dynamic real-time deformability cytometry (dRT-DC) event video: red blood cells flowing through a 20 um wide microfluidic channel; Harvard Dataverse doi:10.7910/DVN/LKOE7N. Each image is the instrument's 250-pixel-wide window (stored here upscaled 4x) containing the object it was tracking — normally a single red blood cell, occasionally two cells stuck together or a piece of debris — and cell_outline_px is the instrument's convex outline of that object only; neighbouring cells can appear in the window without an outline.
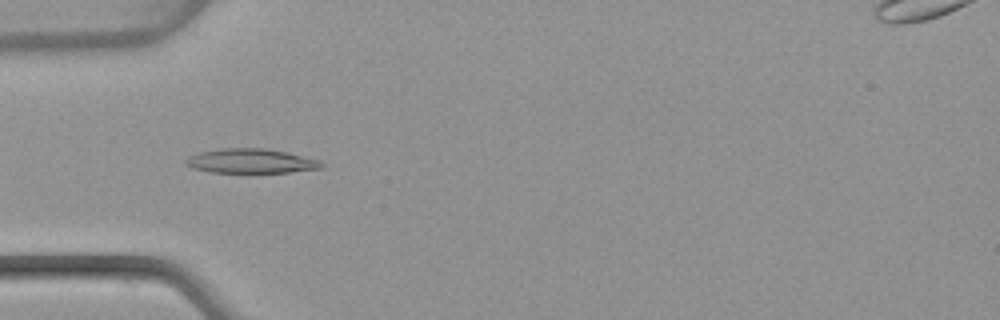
{"species": "common noctule bat (a hibernating species)", "species_latin": "Nyctalus noctula", "temperature_condition": "warm", "stored_images_in_passage": 50, "camera_frame_rate_fps": 3000, "um_per_image_px": 0.085, "animal": {"sex": "female", "body_mass_g": 22.7, "forearm_length_mm": 54.2}, "frame": {"image": 1, "passage_image": 16, "time_ms": 5.0, "image_size_px": [1000, 320], "cell_outline_px": [[324, 164], [320, 168], [288, 172], [208, 172], [192, 168], [184, 164], [184, 160], [188, 156], [200, 152], [220, 148], [264, 148], [284, 152], [320, 160]], "centroid_in_image_um": [21.25, 13.68], "position_along_channel_um": 63.8, "area_um2": 19.19}}
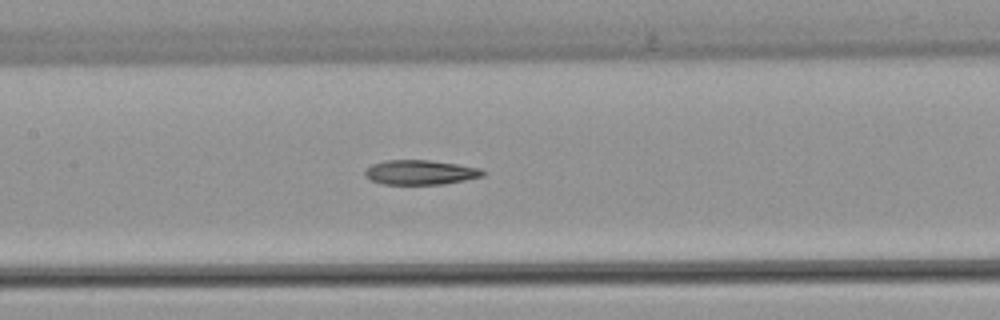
{"frame": {"image": 2, "passage_image": 24, "time_ms": 7.667, "image_size_px": [1000, 320], "cell_outline_px": [[484, 176], [444, 184], [384, 184], [372, 180], [364, 176], [364, 172], [372, 164], [384, 160], [428, 160], [456, 164], [480, 168], [484, 172]], "centroid_in_image_um": [35.71, 14.65], "position_along_channel_um": 171.7, "area_um2": 16.76}}
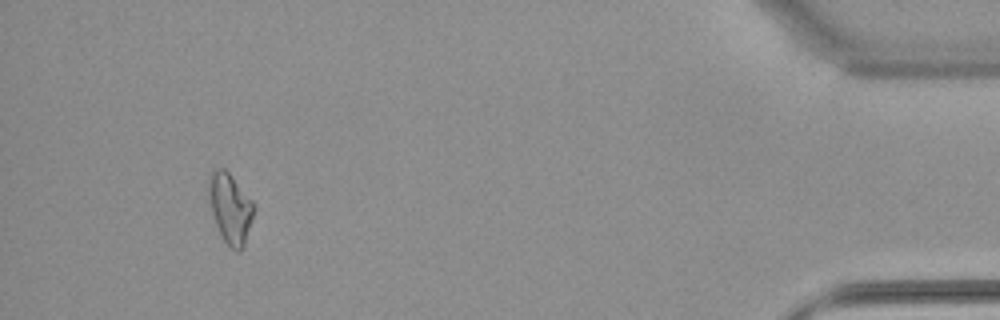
{"frame": {"image": 3, "passage_image": 47, "time_ms": 15.333, "image_size_px": [1000, 320], "cell_outline_px": [[252, 216], [244, 248], [240, 252], [236, 252], [224, 240], [216, 224], [212, 212], [208, 196], [208, 176], [212, 168], [224, 168], [228, 172], [252, 200]], "centroid_in_image_um": [19.53, 17.67], "position_along_channel_um": 415.7, "area_um2": 18.15}, "authors_computed_cell_mechanics": {"area_um2": 17.6579, "velocity_mm_per_s": 4.0816, "shape_relaxation_time_tau1_ms": null, "shape_relaxation_time_tau2_ms": 6.5365, "deformation_change_tau1": null, "deformation_change_tau2": 0.142}}